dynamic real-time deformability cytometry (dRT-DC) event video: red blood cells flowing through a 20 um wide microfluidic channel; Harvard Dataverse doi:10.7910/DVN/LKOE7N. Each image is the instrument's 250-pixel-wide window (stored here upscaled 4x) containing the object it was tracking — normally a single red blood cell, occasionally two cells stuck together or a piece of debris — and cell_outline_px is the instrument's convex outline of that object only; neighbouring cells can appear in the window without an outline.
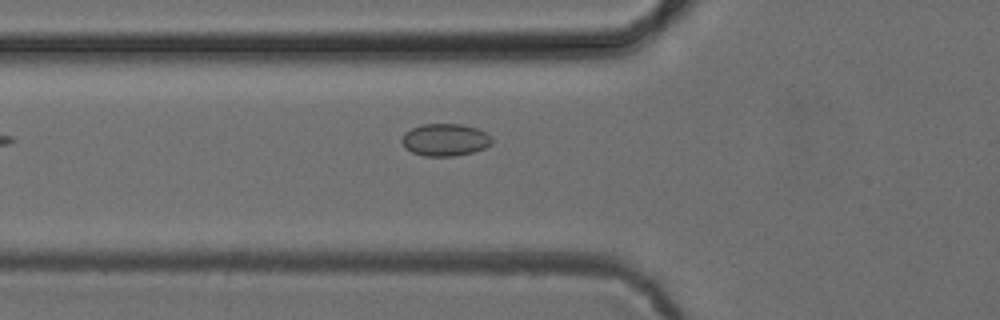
{"species": "common noctule bat (a hibernating species)", "species_latin": "Nyctalus noctula", "temperature_condition": "cold", "stored_images_in_passage": 6, "camera_frame_rate_fps": 3000, "um_per_image_px": 0.085, "animal": {"sex": "female", "body_mass_g": 24.6, "forearm_length_mm": 56.2}, "frame": {"image": 1, "passage_image": 6, "time_ms": 5.667, "image_size_px": [1000, 320], "cell_outline_px": [[492, 144], [484, 148], [472, 152], [456, 156], [424, 156], [412, 152], [404, 148], [400, 140], [404, 132], [412, 128], [424, 124], [460, 124], [476, 128], [492, 136]], "centroid_in_image_um": [37.81, 11.89], "position_along_channel_um": 88.0, "area_um2": 17.05}}